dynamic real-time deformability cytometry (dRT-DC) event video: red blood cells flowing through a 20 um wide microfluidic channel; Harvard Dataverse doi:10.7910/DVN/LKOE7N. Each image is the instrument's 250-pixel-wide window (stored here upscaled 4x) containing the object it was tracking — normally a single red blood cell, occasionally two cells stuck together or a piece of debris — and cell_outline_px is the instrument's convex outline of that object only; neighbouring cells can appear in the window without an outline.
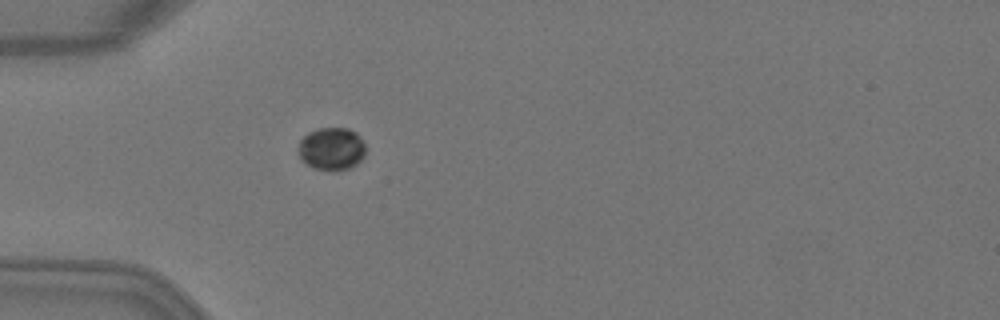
{"species": "Egyptian fruit bat (a non-hibernating species)", "species_latin": "Rousettus aegyptiacus", "temperature_condition": "warm", "stored_images_in_passage": 3, "camera_frame_rate_fps": 3000, "um_per_image_px": 0.085, "animal": {"sex": "female"}, "frame": {"image": 1, "passage_image": 3, "time_ms": 0.667, "image_size_px": [1000, 320], "cell_outline_px": [[364, 156], [356, 164], [348, 168], [336, 172], [312, 168], [300, 160], [300, 140], [308, 132], [316, 128], [348, 128], [356, 132], [364, 140]], "centroid_in_image_um": [28.19, 12.65], "position_along_channel_um": 56.8, "area_um2": 16.94}}